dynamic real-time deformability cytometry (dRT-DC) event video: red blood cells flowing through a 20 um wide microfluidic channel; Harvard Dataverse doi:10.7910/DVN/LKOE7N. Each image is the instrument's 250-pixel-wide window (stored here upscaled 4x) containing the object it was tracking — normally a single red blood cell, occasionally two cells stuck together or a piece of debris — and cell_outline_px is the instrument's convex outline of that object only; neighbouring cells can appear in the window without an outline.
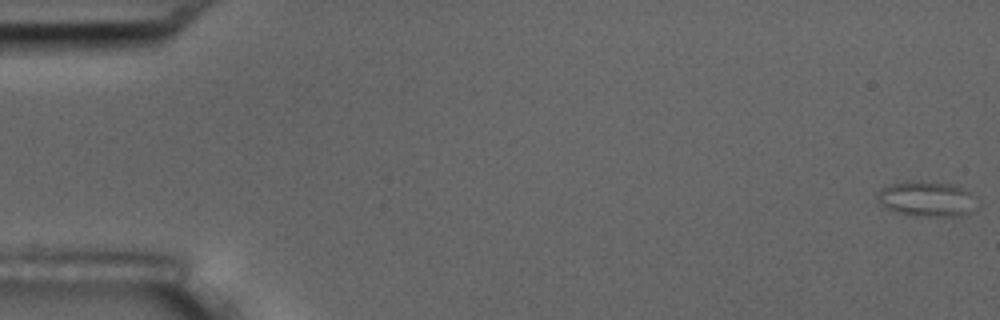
{"species": "common noctule bat (a hibernating species)", "species_latin": "Nyctalus noctula", "temperature_condition": "room temperature", "stored_images_in_passage": 6, "camera_frame_rate_fps": 3000, "um_per_image_px": 0.085, "animal": {"sex": "male", "body_mass_g": 17.5, "forearm_length_mm": 52.3}, "frame": {"image": 1, "passage_image": 1, "time_ms": 0.0, "image_size_px": [1000, 320], "cell_outline_px": [[980, 208], [964, 216], [928, 216], [900, 212], [888, 208], [880, 204], [876, 196], [876, 192], [880, 188], [892, 184], [908, 180], [920, 180], [952, 184], [964, 188], [976, 196], [980, 200]], "centroid_in_image_um": [78.9, 16.89], "position_along_channel_um": 6.1, "area_um2": 21.04}}
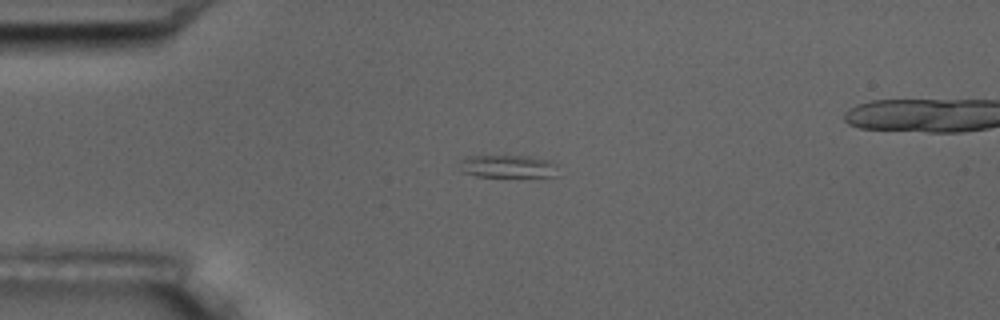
{"frame": {"image": 2, "passage_image": 5, "time_ms": 4.667, "image_size_px": [1000, 320], "cell_outline_px": [[560, 176], [476, 176], [464, 172], [460, 160], [464, 156], [488, 152], [532, 156], [552, 160], [556, 164]], "centroid_in_image_um": [43.18, 14.06], "position_along_channel_um": 41.8, "area_um2": 14.05}}